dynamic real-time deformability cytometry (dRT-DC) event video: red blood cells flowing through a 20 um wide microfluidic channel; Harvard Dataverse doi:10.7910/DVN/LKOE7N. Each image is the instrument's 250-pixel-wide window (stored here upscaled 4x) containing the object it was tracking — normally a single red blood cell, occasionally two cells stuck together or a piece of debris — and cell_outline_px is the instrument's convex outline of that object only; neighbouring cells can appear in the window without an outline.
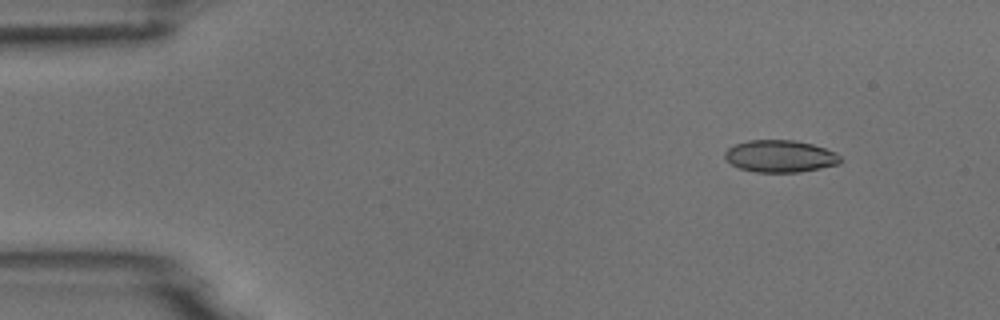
{"species": "common noctule bat (a hibernating species)", "species_latin": "Nyctalus noctula", "temperature_condition": "room temperature", "stored_images_in_passage": 6, "camera_frame_rate_fps": 3000, "um_per_image_px": 0.085, "animal": {"sex": "male", "body_mass_g": 18.8}, "frame": {"image": 1, "passage_image": 2, "time_ms": 1.333, "image_size_px": [1000, 320], "cell_outline_px": [[840, 164], [800, 172], [756, 172], [740, 168], [732, 164], [724, 156], [724, 152], [728, 148], [736, 144], [748, 140], [792, 140], [812, 144], [836, 152], [840, 156]], "centroid_in_image_um": [66.32, 13.28], "position_along_channel_um": 18.7, "area_um2": 21.5}}
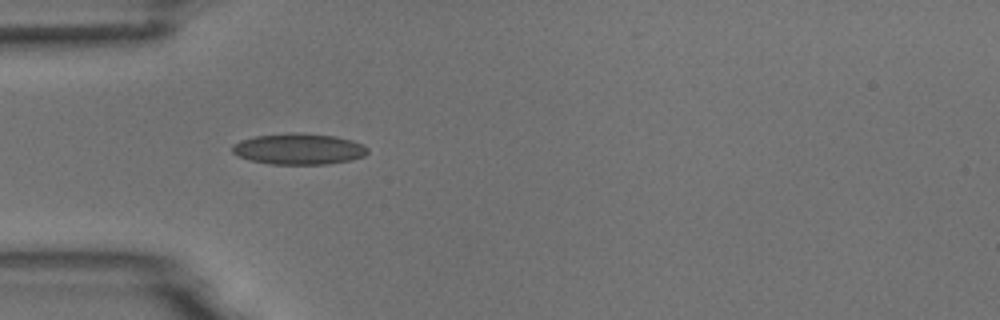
{"frame": {"image": 2, "passage_image": 5, "time_ms": 4.667, "image_size_px": [1000, 320], "cell_outline_px": [[368, 152], [364, 156], [352, 160], [328, 164], [272, 164], [252, 160], [240, 156], [232, 152], [232, 144], [240, 140], [256, 136], [288, 132], [300, 132], [336, 136], [352, 140], [364, 144], [368, 148]], "centroid_in_image_um": [25.43, 12.65], "position_along_channel_um": 59.6, "area_um2": 24.68}}